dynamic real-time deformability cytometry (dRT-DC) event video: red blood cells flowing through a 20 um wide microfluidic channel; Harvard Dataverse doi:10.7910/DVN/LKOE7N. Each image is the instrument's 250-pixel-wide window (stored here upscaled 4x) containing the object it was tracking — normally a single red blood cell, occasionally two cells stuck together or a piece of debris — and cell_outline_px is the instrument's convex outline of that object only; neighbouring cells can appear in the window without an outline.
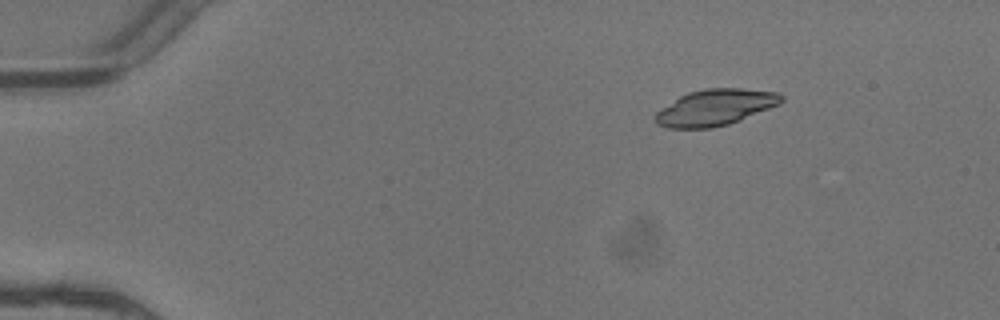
{"species": "common noctule bat (a hibernating species)", "species_latin": "Nyctalus noctula", "temperature_condition": "warm", "stored_images_in_passage": 4, "camera_frame_rate_fps": 3000, "um_per_image_px": 0.085, "animal": {"sex": "female"}, "frame": {"image": 1, "passage_image": 1, "time_ms": 0.0, "image_size_px": [1000, 320], "cell_outline_px": [[784, 100], [780, 104], [740, 120], [728, 124], [712, 128], [668, 128], [656, 124], [652, 120], [652, 116], [660, 108], [680, 96], [688, 92], [704, 88], [740, 88], [776, 92], [784, 96]], "centroid_in_image_um": [60.75, 9.13], "position_along_channel_um": 24.2, "area_um2": 26.82}}
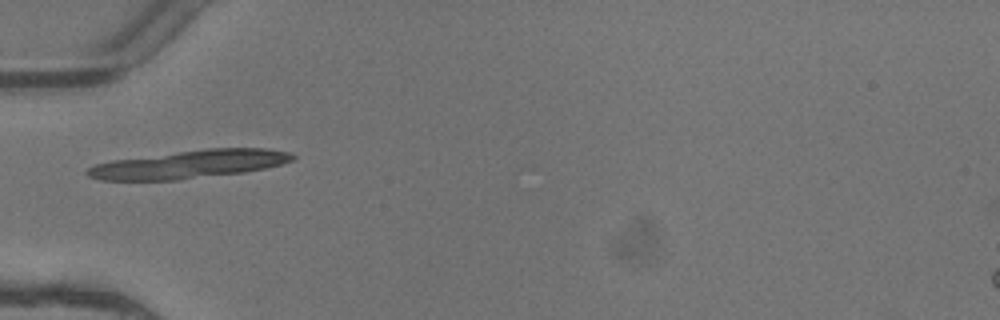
{"frame": {"image": 2, "passage_image": 4, "time_ms": 1.0, "image_size_px": [1000, 320], "cell_outline_px": [[296, 156], [292, 160], [280, 164], [264, 168], [244, 172], [176, 180], [100, 180], [88, 176], [84, 172], [88, 168], [96, 164], [112, 160], [208, 148], [264, 148], [292, 152]], "centroid_in_image_um": [16.08, 13.96], "position_along_channel_um": 68.9, "area_um2": 33.41}}